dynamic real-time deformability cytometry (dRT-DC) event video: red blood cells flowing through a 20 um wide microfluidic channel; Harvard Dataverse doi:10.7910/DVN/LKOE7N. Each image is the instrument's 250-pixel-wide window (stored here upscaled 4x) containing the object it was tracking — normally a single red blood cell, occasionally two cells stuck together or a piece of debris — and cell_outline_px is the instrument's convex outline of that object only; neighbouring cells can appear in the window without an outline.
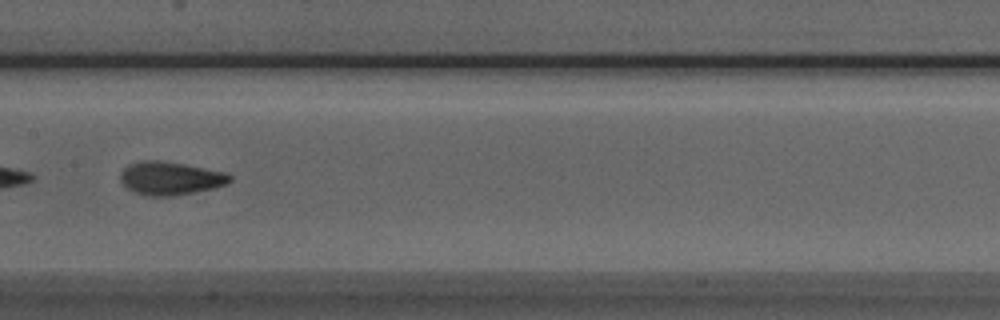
{"species": "Egyptian fruit bat (a non-hibernating species)", "species_latin": "Rousettus aegyptiacus", "temperature_condition": "room temperature", "stored_images_in_passage": 26, "camera_frame_rate_fps": 3000, "um_per_image_px": 0.085, "animal": {"sex": "male"}, "frame": {"image": 1, "passage_image": 18, "time_ms": 5.667, "image_size_px": [1000, 320], "cell_outline_px": [[232, 180], [228, 184], [212, 188], [172, 196], [144, 196], [132, 192], [120, 180], [120, 172], [128, 164], [144, 160], [160, 160], [184, 164], [224, 172], [232, 176]], "centroid_in_image_um": [14.44, 15.15], "position_along_channel_um": 193.0, "area_um2": 21.21}}